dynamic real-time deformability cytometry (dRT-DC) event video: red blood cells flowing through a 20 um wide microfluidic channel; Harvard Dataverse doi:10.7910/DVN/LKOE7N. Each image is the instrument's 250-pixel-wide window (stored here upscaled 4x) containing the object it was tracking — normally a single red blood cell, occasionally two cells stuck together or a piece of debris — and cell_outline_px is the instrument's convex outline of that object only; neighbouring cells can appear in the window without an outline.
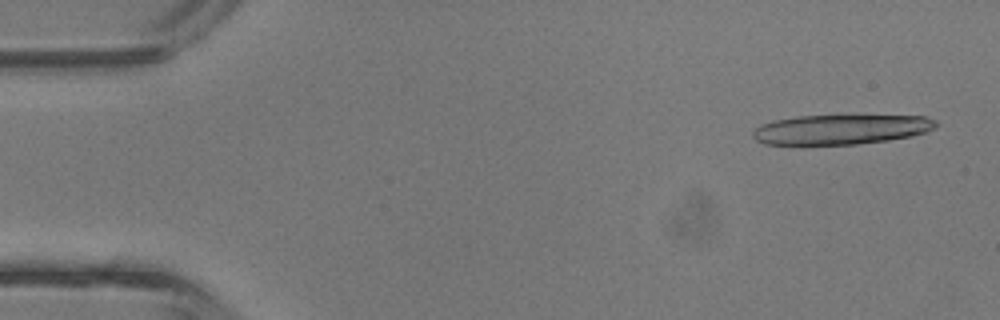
{"species": "common noctule bat (a hibernating species)", "species_latin": "Nyctalus noctula", "temperature_condition": "room temperature", "stored_images_in_passage": 14, "camera_frame_rate_fps": 3000, "um_per_image_px": 0.085, "animal": {"sex": "male", "body_mass_g": 13.3}, "frame": {"image": 1, "passage_image": 2, "time_ms": 0.333, "image_size_px": [1000, 320], "cell_outline_px": [[936, 128], [928, 132], [912, 136], [888, 140], [856, 144], [800, 148], [764, 144], [756, 140], [752, 136], [752, 132], [760, 124], [772, 120], [796, 116], [924, 116], [936, 120]], "centroid_in_image_um": [71.35, 11.05], "position_along_channel_um": 13.6, "area_um2": 33.06}}